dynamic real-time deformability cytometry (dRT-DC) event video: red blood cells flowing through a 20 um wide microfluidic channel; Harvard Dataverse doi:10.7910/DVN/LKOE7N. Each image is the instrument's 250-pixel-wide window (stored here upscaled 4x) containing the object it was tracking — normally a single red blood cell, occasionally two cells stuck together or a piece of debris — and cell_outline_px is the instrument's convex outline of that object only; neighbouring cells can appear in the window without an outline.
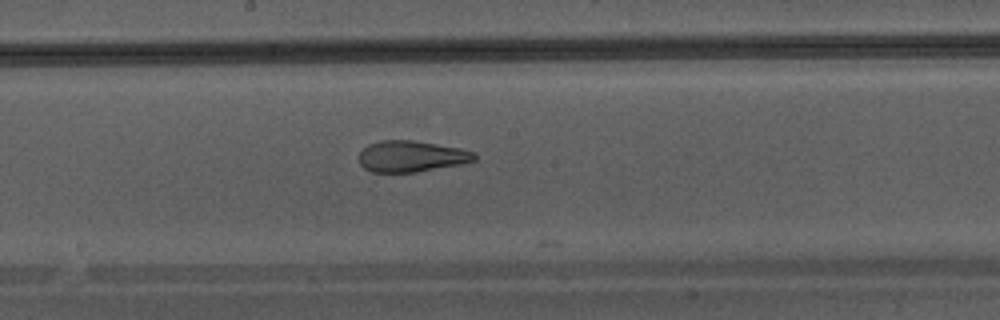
{"species": "Egyptian fruit bat (a non-hibernating species)", "species_latin": "Rousettus aegyptiacus", "temperature_condition": "warm", "stored_images_in_passage": 18, "camera_frame_rate_fps": 3000, "um_per_image_px": 0.085, "animal": {"sex": "male"}, "frame": {"image": 1, "passage_image": 16, "time_ms": 5.0, "image_size_px": [1000, 320], "cell_outline_px": [[476, 160], [460, 164], [416, 172], [372, 172], [364, 168], [360, 164], [360, 152], [368, 144], [380, 140], [412, 140], [460, 148], [476, 152]], "centroid_in_image_um": [34.97, 13.28], "position_along_channel_um": 213.2, "area_um2": 20.92}}